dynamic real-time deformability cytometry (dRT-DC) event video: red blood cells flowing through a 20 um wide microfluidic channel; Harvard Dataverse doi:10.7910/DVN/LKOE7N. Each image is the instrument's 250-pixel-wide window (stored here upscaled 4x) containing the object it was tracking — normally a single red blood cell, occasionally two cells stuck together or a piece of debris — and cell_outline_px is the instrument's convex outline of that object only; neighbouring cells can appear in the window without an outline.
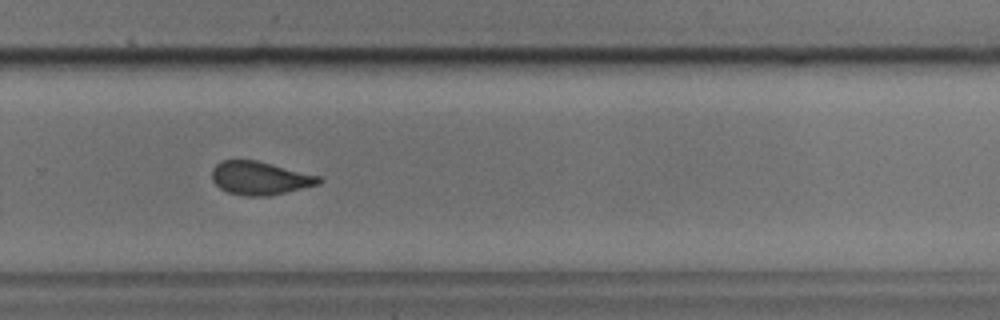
{"species": "common noctule bat (a hibernating species)", "species_latin": "Nyctalus noctula", "temperature_condition": "cold", "stored_images_in_passage": 48, "camera_frame_rate_fps": 3000, "um_per_image_px": 0.085, "animal": {"sex": "male", "body_mass_g": 17.9, "forearm_length_mm": 54.2}, "frame": {"image": 1, "passage_image": 35, "time_ms": 11.333, "image_size_px": [1000, 320], "cell_outline_px": [[324, 180], [320, 184], [268, 196], [244, 196], [228, 192], [220, 188], [212, 180], [212, 168], [216, 164], [224, 160], [256, 160], [320, 176]], "centroid_in_image_um": [22.1, 15.14], "position_along_channel_um": 307.7, "area_um2": 20.69}, "authors_computed_cell_mechanics": {"area_um2": 21.3571, "velocity_mm_per_s": 3.8202, "shape_relaxation_time_tau1_ms": 5.5835, "shape_relaxation_time_tau2_ms": 1.6152, "deformation_change_tau1": 0.1188, "deformation_change_tau2": 0.0762}}